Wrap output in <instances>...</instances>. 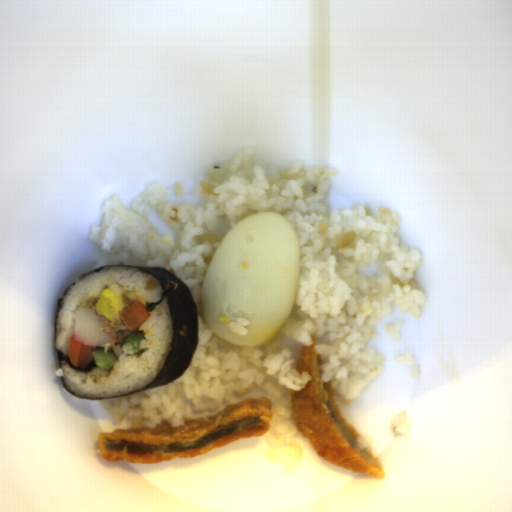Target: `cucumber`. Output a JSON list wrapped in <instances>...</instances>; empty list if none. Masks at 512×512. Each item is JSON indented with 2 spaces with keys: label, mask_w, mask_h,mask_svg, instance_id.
<instances>
[{
  "label": "cucumber",
  "mask_w": 512,
  "mask_h": 512,
  "mask_svg": "<svg viewBox=\"0 0 512 512\" xmlns=\"http://www.w3.org/2000/svg\"><path fill=\"white\" fill-rule=\"evenodd\" d=\"M90 352L94 365L104 370L113 368L114 363L119 359L111 348H108L107 352H104V348L96 347L90 350Z\"/></svg>",
  "instance_id": "obj_1"
},
{
  "label": "cucumber",
  "mask_w": 512,
  "mask_h": 512,
  "mask_svg": "<svg viewBox=\"0 0 512 512\" xmlns=\"http://www.w3.org/2000/svg\"><path fill=\"white\" fill-rule=\"evenodd\" d=\"M145 340H147L146 339V334H144L143 331L136 330V331L130 332L122 340L121 346L124 345V344L130 343L131 346H132V350H133L134 354L136 356L140 357L143 354V352L145 351V349H140V342L141 341H145Z\"/></svg>",
  "instance_id": "obj_2"
}]
</instances>
